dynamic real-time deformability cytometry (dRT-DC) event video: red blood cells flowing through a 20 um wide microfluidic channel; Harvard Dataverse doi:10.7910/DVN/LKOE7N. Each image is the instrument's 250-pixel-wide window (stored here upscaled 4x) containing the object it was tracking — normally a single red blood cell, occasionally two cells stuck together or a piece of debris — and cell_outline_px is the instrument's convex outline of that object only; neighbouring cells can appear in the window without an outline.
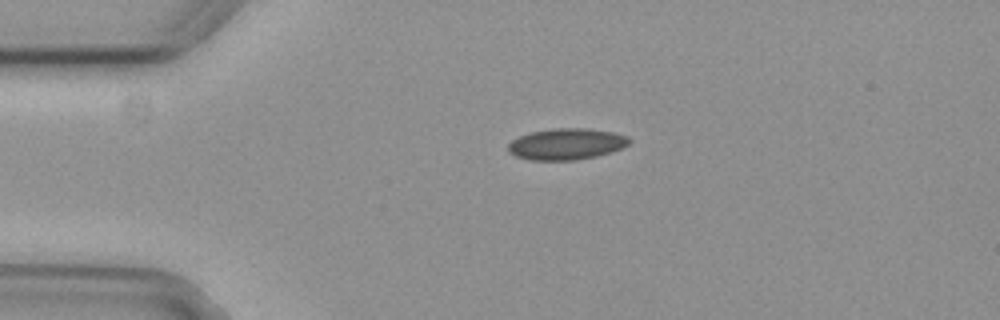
{"species": "common noctule bat (a hibernating species)", "species_latin": "Nyctalus noctula", "temperature_condition": "cold", "stored_images_in_passage": 2, "camera_frame_rate_fps": 3000, "um_per_image_px": 0.085, "animal": {"sex": "female", "body_mass_g": 29.2, "forearm_length_mm": 56.3}, "frame": {"image": 1, "passage_image": 1, "time_ms": 0.0, "image_size_px": [1000, 320], "cell_outline_px": [[632, 140], [628, 144], [612, 152], [596, 156], [576, 160], [528, 160], [516, 156], [508, 152], [508, 144], [512, 140], [520, 136], [532, 132], [552, 128], [588, 128], [612, 132], [628, 136]], "centroid_in_image_um": [48.15, 12.24], "position_along_channel_um": 36.9, "area_um2": 22.14}}